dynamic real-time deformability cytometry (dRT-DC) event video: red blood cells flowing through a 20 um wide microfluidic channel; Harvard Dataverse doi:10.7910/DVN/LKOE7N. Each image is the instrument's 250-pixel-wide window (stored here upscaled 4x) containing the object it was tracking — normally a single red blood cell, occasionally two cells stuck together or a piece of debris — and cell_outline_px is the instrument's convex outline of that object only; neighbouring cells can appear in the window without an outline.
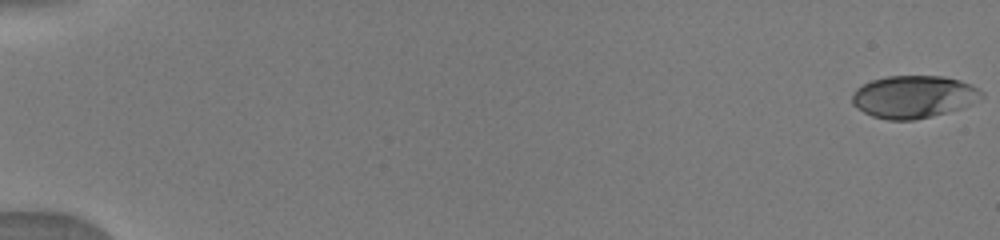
{"species": "human", "species_latin": "Homo sapiens", "temperature_condition": "warm", "stored_images_in_passage": 20, "camera_frame_rate_fps": 3000, "um_per_image_px": 0.085, "donor": {"sex": "male"}, "frame": {"image": 1, "passage_image": 1, "time_ms": 0.0, "image_size_px": [1000, 240], "cell_outline_px": [[984, 96], [972, 104], [960, 108], [932, 116], [912, 120], [888, 120], [872, 116], [856, 108], [852, 104], [852, 96], [856, 88], [872, 80], [888, 76], [944, 76], [960, 80], [972, 84], [984, 92]], "centroid_in_image_um": [77.67, 8.22], "position_along_channel_um": 7.3, "area_um2": 32.14}}
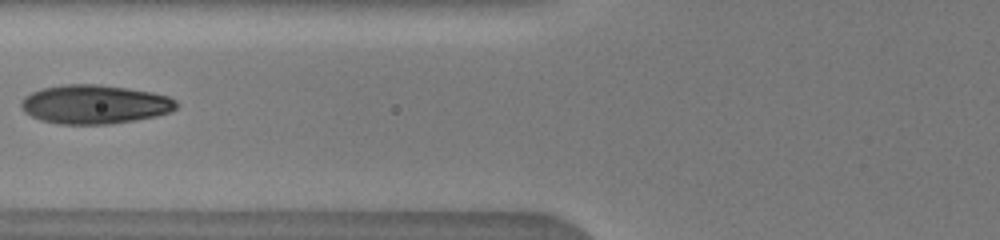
{"frame": {"image": 2, "passage_image": 10, "time_ms": 7.333, "image_size_px": [1000, 240], "cell_outline_px": [[180, 104], [172, 112], [156, 116], [136, 120], [112, 124], [60, 124], [40, 120], [24, 112], [20, 104], [20, 100], [24, 96], [32, 92], [44, 88], [64, 84], [100, 84], [128, 88], [152, 92], [168, 96], [176, 100]], "centroid_in_image_um": [8.07, 8.87], "position_along_channel_um": 117.7, "area_um2": 35.55}}
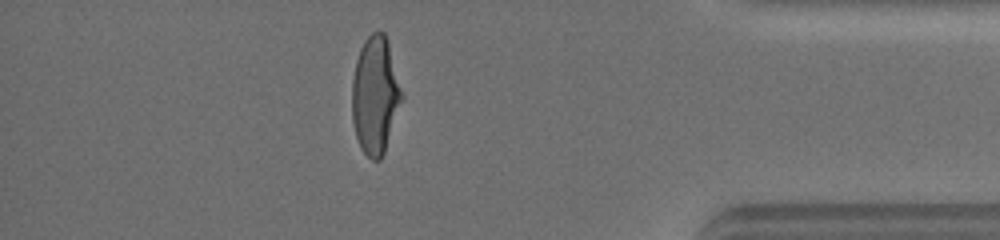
{"frame": {"image": 3, "passage_image": 18, "time_ms": 15.0, "image_size_px": [1000, 240], "cell_outline_px": [[404, 96], [384, 152], [380, 160], [372, 160], [360, 148], [356, 136], [352, 120], [352, 80], [356, 60], [360, 48], [364, 40], [372, 32], [384, 32], [388, 40]], "centroid_in_image_um": [31.9, 8.08], "position_along_channel_um": 403.3, "area_um2": 34.22}}